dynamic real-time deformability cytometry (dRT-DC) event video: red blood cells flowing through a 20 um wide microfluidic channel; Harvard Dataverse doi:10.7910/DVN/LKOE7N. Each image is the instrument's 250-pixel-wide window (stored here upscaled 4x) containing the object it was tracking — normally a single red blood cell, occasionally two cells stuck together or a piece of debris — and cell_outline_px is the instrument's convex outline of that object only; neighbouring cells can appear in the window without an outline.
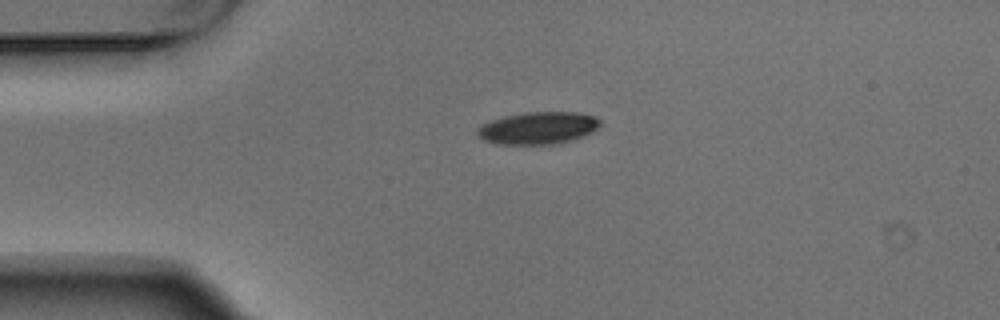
{"species": "Egyptian fruit bat (a non-hibernating species)", "species_latin": "Rousettus aegyptiacus", "temperature_condition": "warm", "stored_images_in_passage": 3, "camera_frame_rate_fps": 3000, "um_per_image_px": 0.085, "animal": {"sex": "male"}, "frame": {"image": 1, "passage_image": 2, "time_ms": 0.333, "image_size_px": [1000, 320], "cell_outline_px": [[600, 124], [592, 132], [568, 140], [552, 144], [496, 144], [484, 140], [476, 132], [476, 128], [492, 120], [504, 116], [524, 112], [576, 112], [596, 116], [600, 120]], "centroid_in_image_um": [45.71, 10.87], "position_along_channel_um": 39.3, "area_um2": 22.83}}